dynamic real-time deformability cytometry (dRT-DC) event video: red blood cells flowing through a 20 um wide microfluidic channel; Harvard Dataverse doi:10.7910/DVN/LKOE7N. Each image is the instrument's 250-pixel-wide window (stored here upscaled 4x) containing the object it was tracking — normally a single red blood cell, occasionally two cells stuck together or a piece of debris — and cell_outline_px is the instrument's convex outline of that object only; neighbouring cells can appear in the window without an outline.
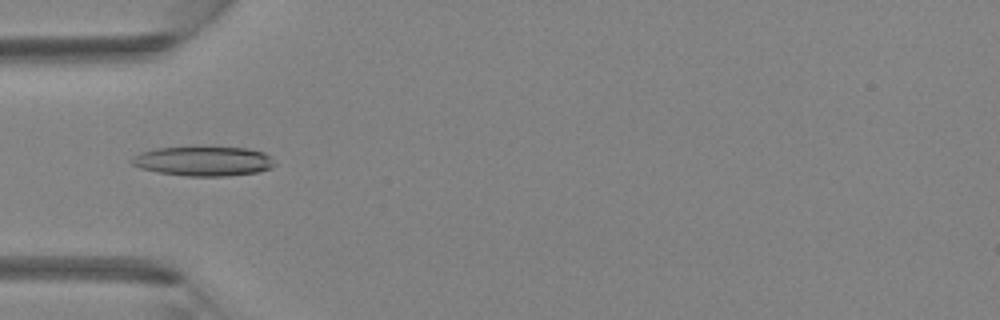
{"species": "Egyptian fruit bat (a non-hibernating species)", "species_latin": "Rousettus aegyptiacus", "temperature_condition": "room temperature", "stored_images_in_passage": 5, "camera_frame_rate_fps": 3000, "um_per_image_px": 0.085, "animal": {"sex": "female"}, "frame": {"image": 1, "passage_image": 4, "time_ms": 1.0, "image_size_px": [1000, 320], "cell_outline_px": [[276, 164], [272, 168], [256, 172], [228, 176], [188, 176], [160, 172], [140, 168], [132, 164], [128, 160], [132, 156], [140, 152], [156, 148], [248, 148], [264, 152]], "centroid_in_image_um": [17.27, 13.71], "position_along_channel_um": 67.7, "area_um2": 24.33}}
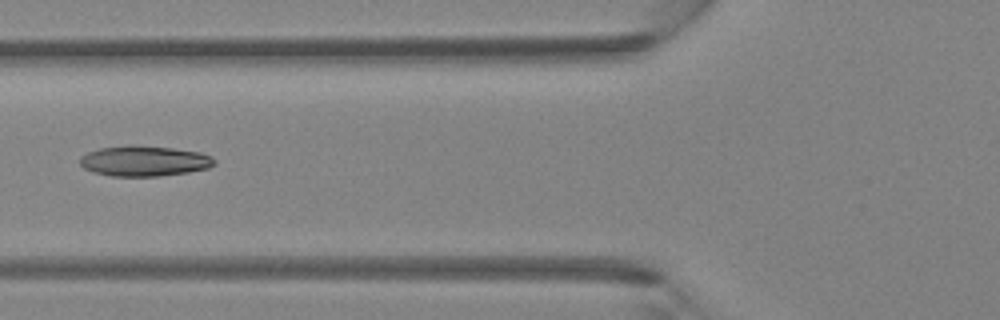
{"frame": {"image": 2, "passage_image": 5, "time_ms": 1.333, "image_size_px": [1000, 320], "cell_outline_px": [[216, 164], [208, 168], [188, 172], [160, 176], [112, 176], [92, 172], [84, 168], [80, 164], [80, 156], [88, 152], [100, 148], [128, 144], [132, 144], [172, 148], [200, 152], [212, 156], [216, 160]], "centroid_in_image_um": [12.26, 13.67], "position_along_channel_um": 113.5, "area_um2": 24.1}}